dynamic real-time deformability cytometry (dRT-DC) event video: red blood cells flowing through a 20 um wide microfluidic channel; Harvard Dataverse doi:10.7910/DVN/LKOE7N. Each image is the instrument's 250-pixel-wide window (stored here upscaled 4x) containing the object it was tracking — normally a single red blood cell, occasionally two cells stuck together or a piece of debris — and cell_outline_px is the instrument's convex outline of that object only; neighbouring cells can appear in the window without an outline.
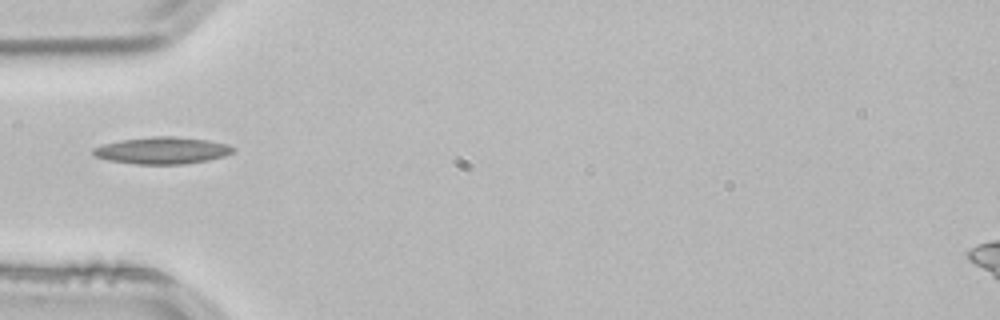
{"species": "common noctule bat (a hibernating species)", "species_latin": "Nyctalus noctula", "temperature_condition": "room temperature", "stored_images_in_passage": 12, "camera_frame_rate_fps": 3000, "um_per_image_px": 0.085, "animal": {"sex": "male", "body_mass_g": 21.5, "forearm_length_mm": 52.0}, "frame": {"image": 1, "passage_image": 1, "time_ms": 0.0, "image_size_px": [1000, 320], "cell_outline_px": [[236, 148], [232, 152], [224, 156], [208, 160], [184, 164], [136, 164], [108, 160], [92, 156], [92, 148], [104, 144], [120, 140], [152, 136], [172, 136], [204, 140], [228, 144]], "centroid_in_image_um": [13.75, 12.79], "position_along_channel_um": 71.3, "area_um2": 21.91}}
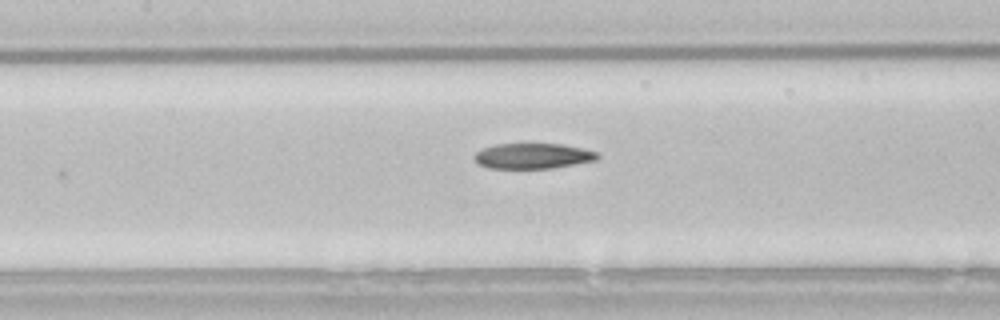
{"frame": {"image": 2, "passage_image": 8, "time_ms": 2.333, "image_size_px": [1000, 320], "cell_outline_px": [[600, 156], [596, 160], [552, 168], [488, 168], [480, 164], [476, 160], [476, 152], [484, 148], [496, 144], [560, 144], [584, 148], [596, 152]], "centroid_in_image_um": [45.33, 13.25], "position_along_channel_um": 162.1, "area_um2": 17.98}}